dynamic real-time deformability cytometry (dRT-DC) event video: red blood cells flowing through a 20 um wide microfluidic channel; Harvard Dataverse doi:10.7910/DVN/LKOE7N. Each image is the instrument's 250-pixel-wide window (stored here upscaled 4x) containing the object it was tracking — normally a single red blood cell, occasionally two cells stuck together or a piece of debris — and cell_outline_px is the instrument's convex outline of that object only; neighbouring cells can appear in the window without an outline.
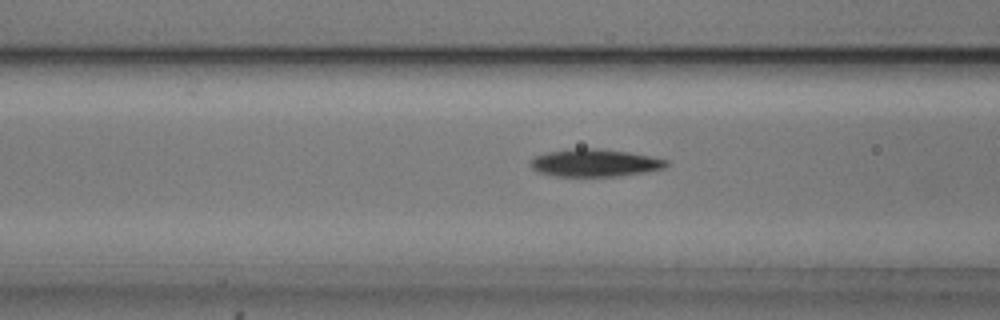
{"species": "common noctule bat (a hibernating species)", "species_latin": "Nyctalus noctula", "temperature_condition": "cold", "stored_images_in_passage": 55, "camera_frame_rate_fps": 3000, "um_per_image_px": 0.085, "animal": {"sex": "male", "body_mass_g": 20.5, "forearm_length_mm": 52.5}, "frame": {"image": 1, "passage_image": 22, "time_ms": 7.0, "image_size_px": [1000, 320], "cell_outline_px": [[668, 164], [664, 168], [644, 172], [620, 176], [556, 176], [536, 172], [528, 164], [528, 160], [532, 156], [544, 152], [576, 148], [596, 148], [628, 152], [668, 160]], "centroid_in_image_um": [50.46, 13.84], "position_along_channel_um": 116.1, "area_um2": 22.02}}
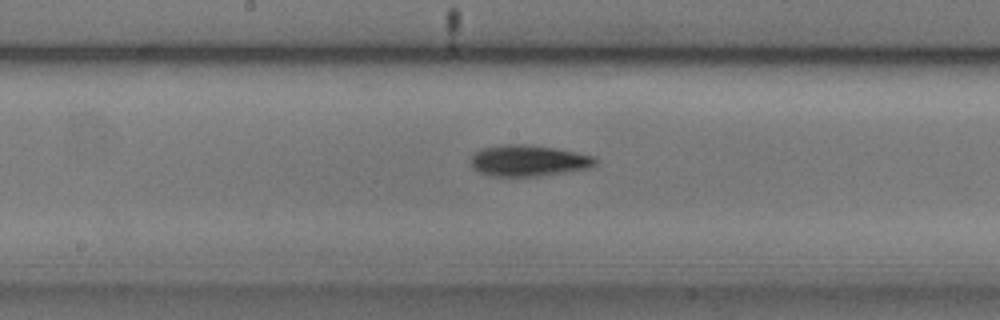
{"frame": {"image": 2, "passage_image": 29, "time_ms": 9.333, "image_size_px": [1000, 320], "cell_outline_px": [[600, 160], [596, 164], [588, 168], [564, 172], [536, 176], [492, 176], [480, 172], [472, 168], [472, 156], [476, 152], [484, 148], [504, 144], [528, 144], [556, 148], [596, 156]], "centroid_in_image_um": [44.97, 13.65], "position_along_channel_um": 203.2, "area_um2": 22.6}}
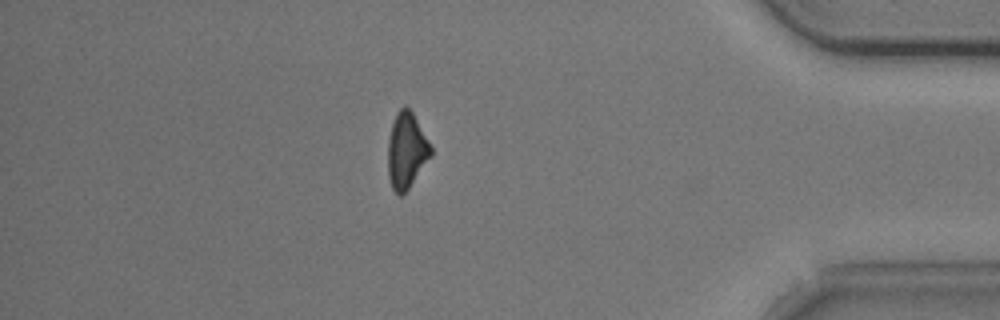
{"frame": {"image": 3, "passage_image": 48, "time_ms": 15.667, "image_size_px": [1000, 320], "cell_outline_px": [[432, 156], [408, 188], [400, 196], [392, 188], [388, 176], [388, 140], [392, 124], [396, 112], [404, 104], [412, 112], [432, 148]], "centroid_in_image_um": [34.54, 12.78], "position_along_channel_um": 400.7, "area_um2": 18.79}, "authors_computed_cell_mechanics": {"area_um2": 20.3456, "velocity_mm_per_s": 3.7173, "shape_relaxation_time_tau1_ms": 2.7899, "shape_relaxation_time_tau2_ms": null, "deformation_change_tau1": 0.1251, "deformation_change_tau2": null}}